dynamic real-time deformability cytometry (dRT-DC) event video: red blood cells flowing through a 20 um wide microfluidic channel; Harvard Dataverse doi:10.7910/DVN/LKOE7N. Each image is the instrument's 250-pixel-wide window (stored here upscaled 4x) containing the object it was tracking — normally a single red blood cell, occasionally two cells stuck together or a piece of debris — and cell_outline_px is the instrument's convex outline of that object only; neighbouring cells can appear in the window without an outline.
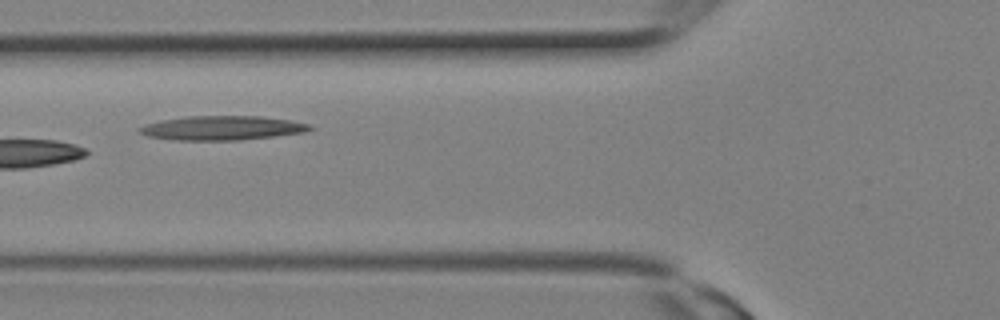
{"species": "Egyptian fruit bat (a non-hibernating species)", "species_latin": "Rousettus aegyptiacus", "temperature_condition": "room temperature", "stored_images_in_passage": 3, "camera_frame_rate_fps": 3000, "um_per_image_px": 0.085, "animal": {"sex": "female"}, "frame": {"image": 1, "passage_image": 3, "time_ms": 0.667, "image_size_px": [1000, 320], "cell_outline_px": [[316, 128], [304, 132], [240, 140], [176, 140], [148, 136], [140, 132], [136, 128], [144, 124], [160, 120], [188, 116], [260, 116], [292, 120], [308, 124]], "centroid_in_image_um": [18.86, 10.87], "position_along_channel_um": 106.9, "area_um2": 24.04}}